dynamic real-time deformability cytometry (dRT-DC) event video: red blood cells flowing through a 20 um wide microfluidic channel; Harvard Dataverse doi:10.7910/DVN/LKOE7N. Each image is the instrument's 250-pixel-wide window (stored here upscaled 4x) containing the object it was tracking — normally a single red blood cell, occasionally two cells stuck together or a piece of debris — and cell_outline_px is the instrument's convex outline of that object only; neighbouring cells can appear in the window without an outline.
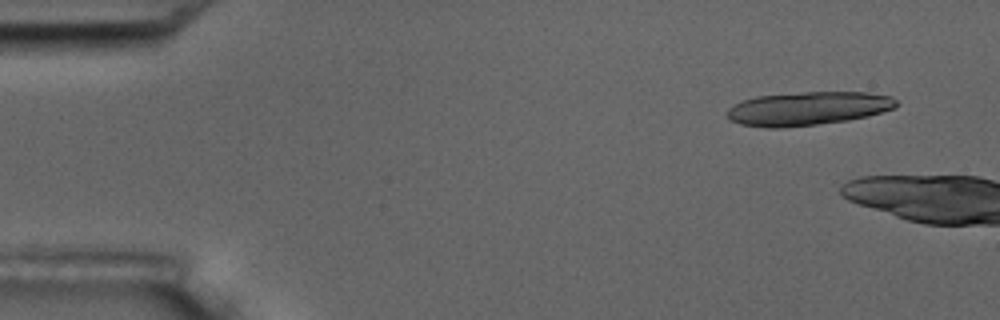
{"species": "common noctule bat (a hibernating species)", "species_latin": "Nyctalus noctula", "temperature_condition": "room temperature", "stored_images_in_passage": 3, "camera_frame_rate_fps": 3000, "um_per_image_px": 0.085, "animal": {"sex": "male", "body_mass_g": 17.5, "forearm_length_mm": 52.3}, "frame": {"image": 1, "passage_image": 1, "time_ms": 0.0, "image_size_px": [1000, 320], "cell_outline_px": [[900, 104], [896, 108], [868, 116], [848, 120], [816, 124], [780, 128], [768, 128], [740, 124], [728, 120], [728, 108], [740, 100], [756, 96], [804, 92], [868, 92], [892, 96]], "centroid_in_image_um": [68.68, 9.22], "position_along_channel_um": 16.3, "area_um2": 33.35}}